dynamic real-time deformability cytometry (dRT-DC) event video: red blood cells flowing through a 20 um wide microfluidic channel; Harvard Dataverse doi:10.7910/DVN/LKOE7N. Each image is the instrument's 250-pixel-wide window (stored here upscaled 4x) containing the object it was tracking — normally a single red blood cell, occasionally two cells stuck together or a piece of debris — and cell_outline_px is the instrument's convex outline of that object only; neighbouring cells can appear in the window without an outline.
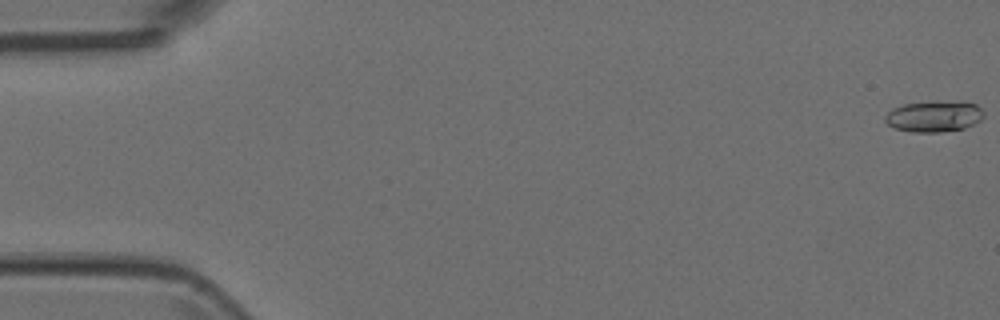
{"species": "Egyptian fruit bat (a non-hibernating species)", "species_latin": "Rousettus aegyptiacus", "temperature_condition": "room temperature", "stored_images_in_passage": 6, "camera_frame_rate_fps": 3000, "um_per_image_px": 0.085, "animal": {"sex": "female"}, "frame": {"image": 1, "passage_image": 1, "time_ms": 0.0, "image_size_px": [1000, 320], "cell_outline_px": [[984, 116], [980, 120], [964, 128], [940, 132], [912, 132], [892, 128], [884, 120], [884, 116], [892, 108], [904, 104], [976, 104], [984, 112]], "centroid_in_image_um": [79.32, 9.95], "position_along_channel_um": 5.7, "area_um2": 16.94}}
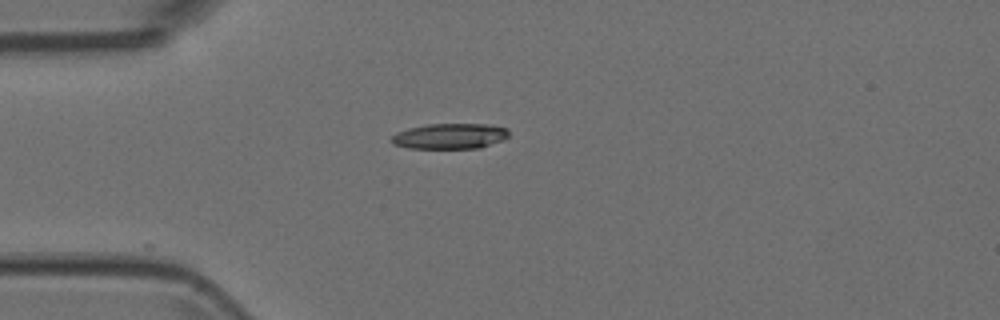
{"frame": {"image": 2, "passage_image": 5, "time_ms": 1.333, "image_size_px": [1000, 320], "cell_outline_px": [[508, 136], [504, 140], [480, 148], [408, 148], [392, 144], [388, 140], [396, 132], [408, 128], [428, 124], [488, 124], [508, 128]], "centroid_in_image_um": [38.22, 11.57], "position_along_channel_um": 46.8, "area_um2": 17.63}}